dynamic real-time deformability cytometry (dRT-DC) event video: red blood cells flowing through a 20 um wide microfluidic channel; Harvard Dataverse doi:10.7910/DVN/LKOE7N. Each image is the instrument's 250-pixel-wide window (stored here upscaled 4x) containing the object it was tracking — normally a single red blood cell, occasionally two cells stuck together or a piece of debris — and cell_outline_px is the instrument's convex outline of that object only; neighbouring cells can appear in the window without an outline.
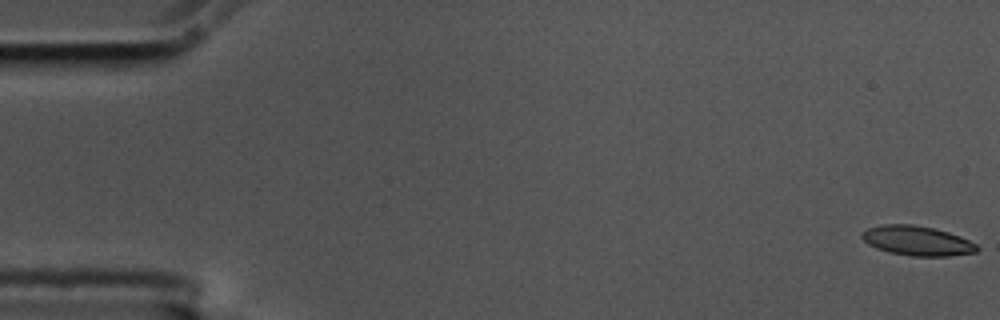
{"species": "common noctule bat (a hibernating species)", "species_latin": "Nyctalus noctula", "temperature_condition": "cold", "stored_images_in_passage": 6, "camera_frame_rate_fps": 3000, "um_per_image_px": 0.085, "animal": {"sex": "male", "body_mass_g": 17.5, "forearm_length_mm": 52.3}, "frame": {"image": 1, "passage_image": 1, "time_ms": 0.0, "image_size_px": [1000, 320], "cell_outline_px": [[980, 248], [976, 252], [948, 256], [912, 256], [888, 252], [876, 248], [868, 244], [860, 236], [860, 232], [868, 228], [880, 224], [912, 224], [932, 228], [948, 232], [960, 236], [976, 244]], "centroid_in_image_um": [77.92, 20.46], "position_along_channel_um": 7.1, "area_um2": 19.94}}
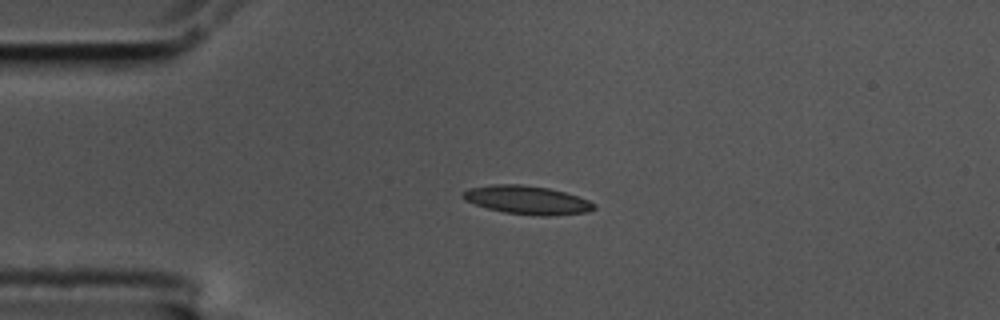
{"frame": {"image": 2, "passage_image": 4, "time_ms": 1.0, "image_size_px": [1000, 320], "cell_outline_px": [[596, 208], [588, 212], [548, 216], [540, 216], [504, 212], [488, 208], [464, 200], [460, 196], [468, 188], [492, 184], [520, 184], [548, 188], [564, 192], [588, 200], [596, 204]], "centroid_in_image_um": [44.8, 17.0], "position_along_channel_um": 40.2, "area_um2": 21.68}}